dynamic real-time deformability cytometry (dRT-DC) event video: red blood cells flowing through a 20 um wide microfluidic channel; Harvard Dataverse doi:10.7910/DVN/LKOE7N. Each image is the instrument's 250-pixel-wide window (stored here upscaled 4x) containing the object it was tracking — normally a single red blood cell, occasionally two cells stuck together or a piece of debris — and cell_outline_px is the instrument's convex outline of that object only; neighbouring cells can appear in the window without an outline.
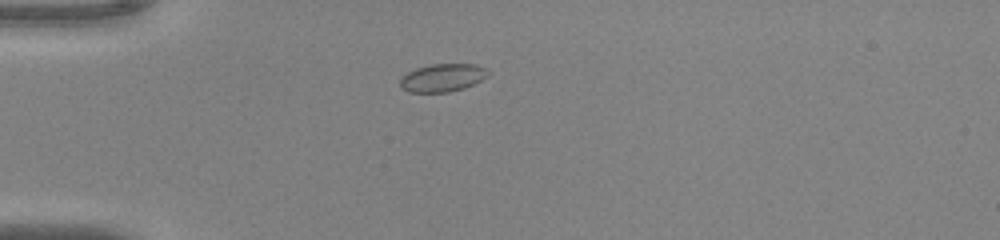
{"species": "common noctule bat (a hibernating species)", "species_latin": "Nyctalus noctula", "temperature_condition": "warm", "stored_images_in_passage": 38, "camera_frame_rate_fps": 3000, "um_per_image_px": 0.085, "animal": {"sex": "male", "body_mass_g": 20.0, "forearm_length_mm": 53.3}, "frame": {"image": 1, "passage_image": 1, "time_ms": 0.0, "image_size_px": [1000, 240], "cell_outline_px": [[488, 72], [480, 80], [464, 88], [448, 92], [408, 92], [400, 88], [400, 76], [416, 68], [432, 64], [476, 64], [484, 68]], "centroid_in_image_um": [37.53, 6.61], "position_along_channel_um": 47.5, "area_um2": 14.16}}
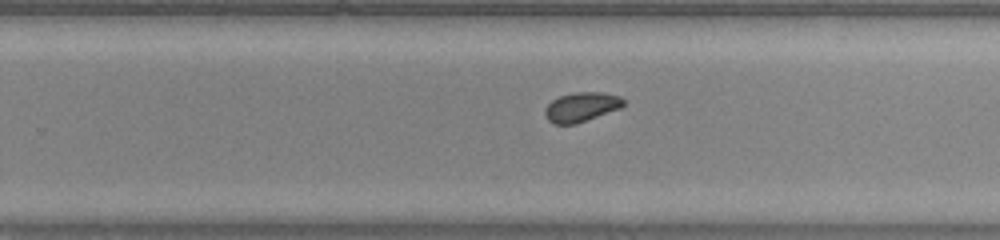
{"frame": {"image": 2, "passage_image": 20, "time_ms": 6.333, "image_size_px": [1000, 240], "cell_outline_px": [[624, 104], [620, 108], [576, 124], [552, 124], [548, 120], [544, 112], [544, 108], [552, 100], [560, 96], [572, 92], [600, 92], [620, 96], [624, 100]], "centroid_in_image_um": [49.39, 9.09], "position_along_channel_um": 280.4, "area_um2": 13.47}}
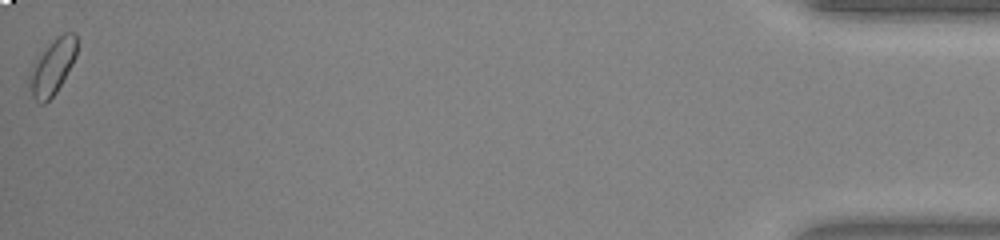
{"frame": {"image": 3, "passage_image": 38, "time_ms": 12.333, "image_size_px": [1000, 240], "cell_outline_px": [[76, 56], [72, 64], [56, 92], [44, 104], [40, 104], [32, 96], [28, 84], [28, 76], [36, 56], [64, 32], [76, 32]], "centroid_in_image_um": [4.42, 5.7], "position_along_channel_um": 430.8, "area_um2": 15.14}, "authors_computed_cell_mechanics": {"area_um2": 13.6119, "velocity_mm_per_s": 4.0276, "shape_relaxation_time_tau1_ms": 1.9217, "shape_relaxation_time_tau2_ms": null, "deformation_change_tau1": 0.0712, "deformation_change_tau2": null}}